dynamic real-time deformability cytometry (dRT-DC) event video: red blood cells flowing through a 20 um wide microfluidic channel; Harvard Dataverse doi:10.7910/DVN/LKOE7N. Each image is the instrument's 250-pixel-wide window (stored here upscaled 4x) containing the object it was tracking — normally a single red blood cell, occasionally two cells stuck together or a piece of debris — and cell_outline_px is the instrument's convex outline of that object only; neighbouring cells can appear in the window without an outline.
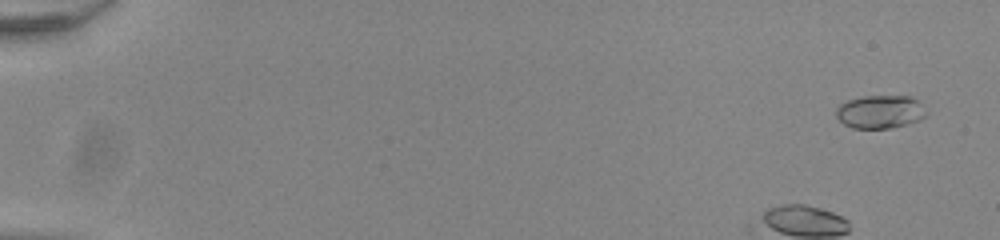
{"species": "common noctule bat (a hibernating species)", "species_latin": "Nyctalus noctula", "temperature_condition": "room temperature", "stored_images_in_passage": 53, "camera_frame_rate_fps": 3000, "um_per_image_px": 0.085, "animal": {"sex": "male", "body_mass_g": 20.0, "forearm_length_mm": 53.3}, "frame": {"image": 1, "passage_image": 3, "time_ms": 0.667, "image_size_px": [1000, 240], "cell_outline_px": [[928, 112], [920, 120], [908, 124], [892, 128], [852, 128], [844, 124], [836, 116], [836, 108], [840, 104], [848, 100], [864, 96], [908, 96], [916, 100]], "centroid_in_image_um": [74.8, 9.51], "position_along_channel_um": 10.2, "area_um2": 17.4}}
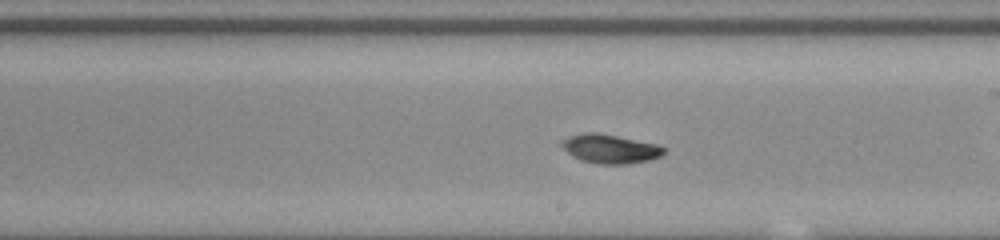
{"frame": {"image": 2, "passage_image": 31, "time_ms": 10.0, "image_size_px": [1000, 240], "cell_outline_px": [[664, 152], [660, 156], [648, 160], [628, 164], [596, 164], [580, 160], [572, 156], [556, 144], [560, 140], [568, 136], [584, 132], [596, 132], [656, 144], [664, 148]], "centroid_in_image_um": [51.74, 12.65], "position_along_channel_um": 237.3, "area_um2": 17.4}}
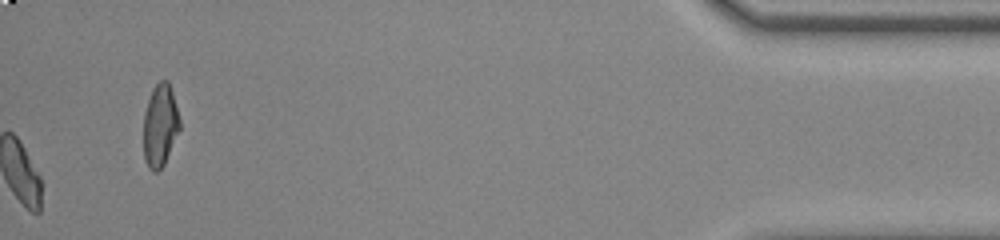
{"frame": {"image": 3, "passage_image": 53, "time_ms": 17.333, "image_size_px": [1000, 240], "cell_outline_px": [[180, 128], [164, 164], [156, 172], [152, 172], [148, 168], [144, 160], [144, 112], [152, 88], [160, 80], [168, 80], [172, 92], [180, 120]], "centroid_in_image_um": [13.59, 10.66], "position_along_channel_um": 421.6, "area_um2": 17.34}, "authors_computed_cell_mechanics": {"area_um2": 16.8776, "velocity_mm_per_s": 3.9112, "shape_relaxation_time_tau1_ms": 5.1064, "shape_relaxation_time_tau2_ms": null, "deformation_change_tau1": 0.123, "deformation_change_tau2": null}}